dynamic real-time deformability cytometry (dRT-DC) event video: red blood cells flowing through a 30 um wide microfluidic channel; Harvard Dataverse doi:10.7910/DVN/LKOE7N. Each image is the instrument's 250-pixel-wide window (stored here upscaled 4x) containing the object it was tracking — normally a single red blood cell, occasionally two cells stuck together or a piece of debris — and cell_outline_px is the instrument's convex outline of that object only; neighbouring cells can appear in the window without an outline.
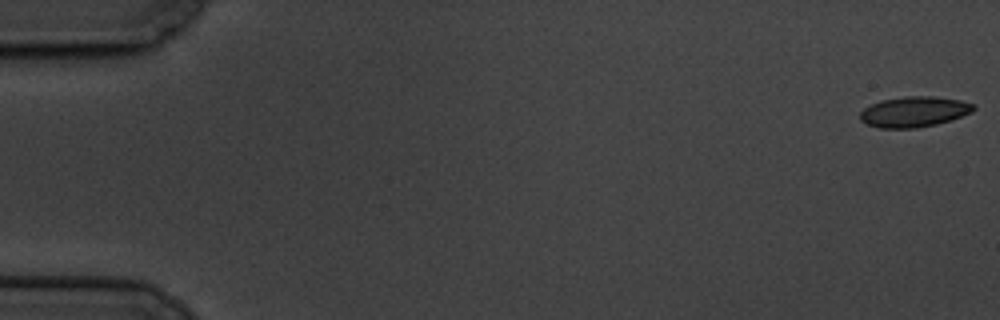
{"species": "common noctule bat (a hibernating species)", "species_latin": "Nyctalus noctula", "temperature_condition": "cold", "stored_images_in_passage": 6, "camera_frame_rate_fps": 3000, "um_per_image_px": 0.085, "animal": {"sex": "male", "body_mass_g": 19.5, "forearm_length_mm": 54.6}, "frame": {"image": 1, "passage_image": 1, "time_ms": 0.0, "image_size_px": [1000, 320], "cell_outline_px": [[976, 108], [972, 112], [936, 124], [916, 128], [880, 128], [868, 124], [860, 120], [860, 112], [864, 108], [880, 100], [904, 96], [936, 96], [960, 100], [976, 104]], "centroid_in_image_um": [77.7, 9.48], "position_along_channel_um": 7.3, "area_um2": 20.17}}
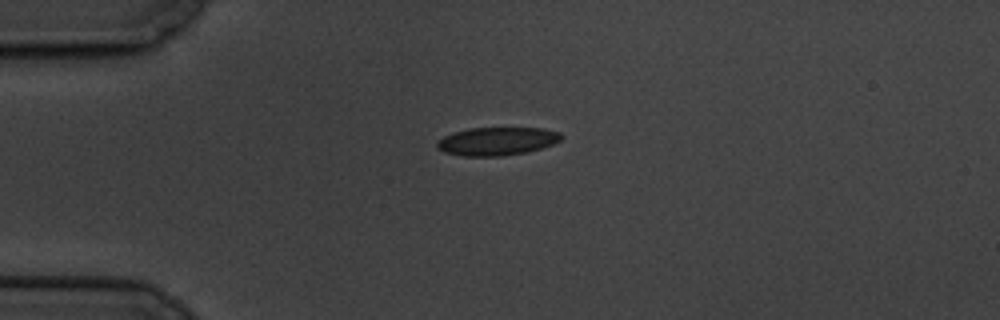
{"frame": {"image": 2, "passage_image": 5, "time_ms": 4.667, "image_size_px": [1000, 320], "cell_outline_px": [[564, 136], [560, 140], [552, 144], [528, 152], [500, 156], [460, 156], [444, 152], [436, 148], [436, 144], [444, 136], [468, 128], [544, 128], [560, 132]], "centroid_in_image_um": [42.25, 12.01], "position_along_channel_um": 42.7, "area_um2": 20.4}}